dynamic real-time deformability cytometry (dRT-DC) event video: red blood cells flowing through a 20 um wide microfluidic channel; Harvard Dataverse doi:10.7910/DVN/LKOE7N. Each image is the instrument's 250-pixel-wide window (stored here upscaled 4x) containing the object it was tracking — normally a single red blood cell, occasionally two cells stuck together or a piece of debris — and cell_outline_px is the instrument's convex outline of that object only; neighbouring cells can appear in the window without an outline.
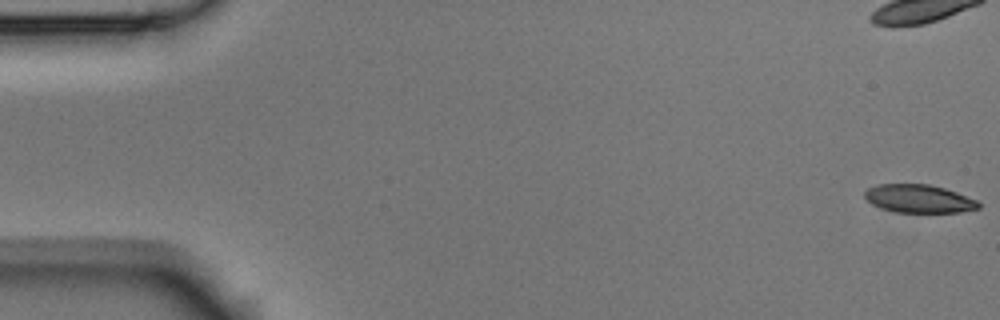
{"species": "Egyptian fruit bat (a non-hibernating species)", "species_latin": "Rousettus aegyptiacus", "temperature_condition": "room temperature", "stored_images_in_passage": 3, "segment_of_instrument_passage": [2, 2], "camera_frame_rate_fps": 3000, "um_per_image_px": 0.085, "animal": {"sex": "male"}, "frame": {"image": 1, "passage_image": 3, "time_ms": 0.667, "image_size_px": [1000, 320], "cell_outline_px": [[980, 208], [960, 212], [896, 212], [872, 204], [864, 196], [864, 192], [868, 188], [876, 184], [928, 184], [944, 188], [956, 192], [976, 200], [980, 204]], "centroid_in_image_um": [78.1, 16.88], "position_along_channel_um": 6.9, "area_um2": 18.5}}